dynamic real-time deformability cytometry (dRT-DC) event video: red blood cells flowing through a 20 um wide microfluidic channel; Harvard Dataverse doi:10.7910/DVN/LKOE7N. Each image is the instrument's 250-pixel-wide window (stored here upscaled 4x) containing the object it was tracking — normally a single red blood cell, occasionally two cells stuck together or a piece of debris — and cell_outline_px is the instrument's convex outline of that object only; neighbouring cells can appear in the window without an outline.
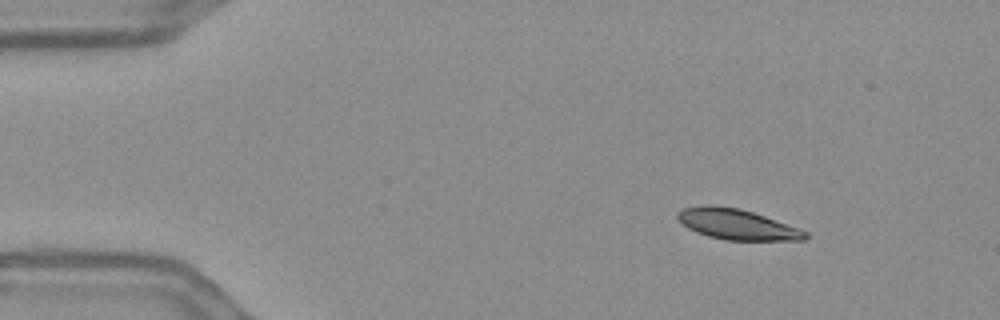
{"species": "Egyptian fruit bat (a non-hibernating species)", "species_latin": "Rousettus aegyptiacus", "temperature_condition": "warm", "stored_images_in_passage": 50, "camera_frame_rate_fps": 3000, "um_per_image_px": 0.085, "frame": {"image": 1, "passage_image": 1, "time_ms": 0.0, "image_size_px": [1000, 320], "cell_outline_px": [[808, 236], [804, 240], [724, 240], [708, 236], [696, 232], [688, 228], [676, 216], [676, 212], [684, 208], [704, 204], [712, 204], [740, 208], [800, 228], [808, 232]], "centroid_in_image_um": [62.63, 19.06], "position_along_channel_um": 22.4, "area_um2": 22.77}}
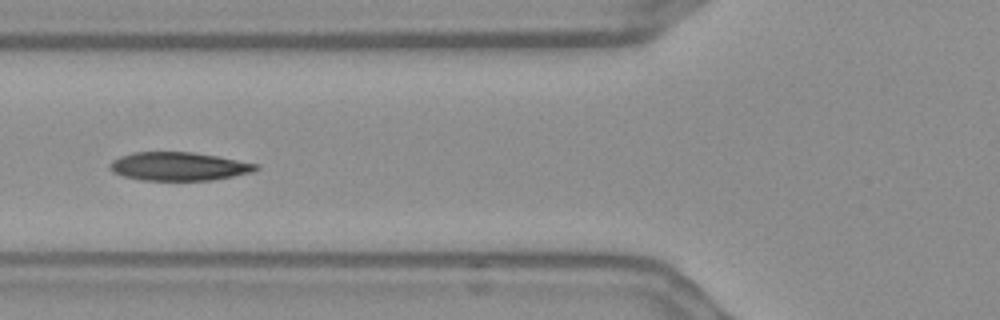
{"frame": {"image": 2, "passage_image": 15, "time_ms": 4.667, "image_size_px": [1000, 320], "cell_outline_px": [[260, 168], [252, 172], [212, 180], [140, 180], [124, 176], [112, 172], [108, 168], [108, 164], [112, 160], [120, 156], [132, 152], [192, 152], [216, 156], [260, 164]], "centroid_in_image_um": [15.17, 14.14], "position_along_channel_um": 110.6, "area_um2": 24.28}}
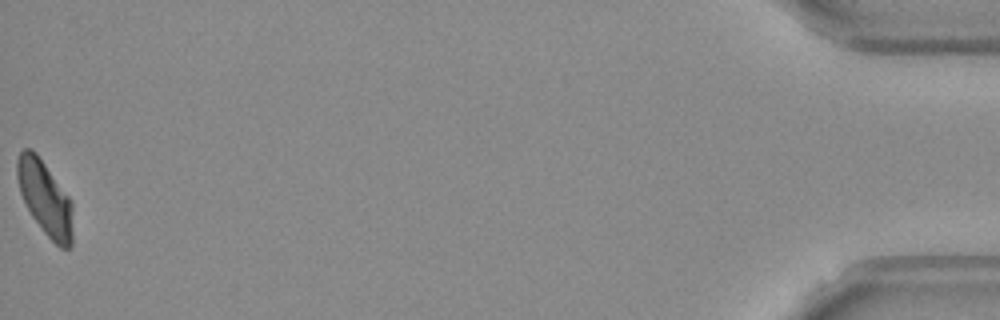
{"frame": {"image": 3, "passage_image": 50, "time_ms": 16.333, "image_size_px": [1000, 320], "cell_outline_px": [[72, 248], [60, 248], [44, 232], [32, 216], [20, 192], [16, 176], [16, 160], [20, 152], [24, 148], [32, 148], [36, 152], [72, 200]], "centroid_in_image_um": [3.83, 16.82], "position_along_channel_um": 431.4, "area_um2": 24.16}, "authors_computed_cell_mechanics": {"area_um2": 24.6517, "velocity_mm_per_s": 3.6121, "shape_relaxation_time_tau1_ms": 4.2858, "shape_relaxation_time_tau2_ms": 2.158, "deformation_change_tau1": 0.15, "deformation_change_tau2": 0.0754}}